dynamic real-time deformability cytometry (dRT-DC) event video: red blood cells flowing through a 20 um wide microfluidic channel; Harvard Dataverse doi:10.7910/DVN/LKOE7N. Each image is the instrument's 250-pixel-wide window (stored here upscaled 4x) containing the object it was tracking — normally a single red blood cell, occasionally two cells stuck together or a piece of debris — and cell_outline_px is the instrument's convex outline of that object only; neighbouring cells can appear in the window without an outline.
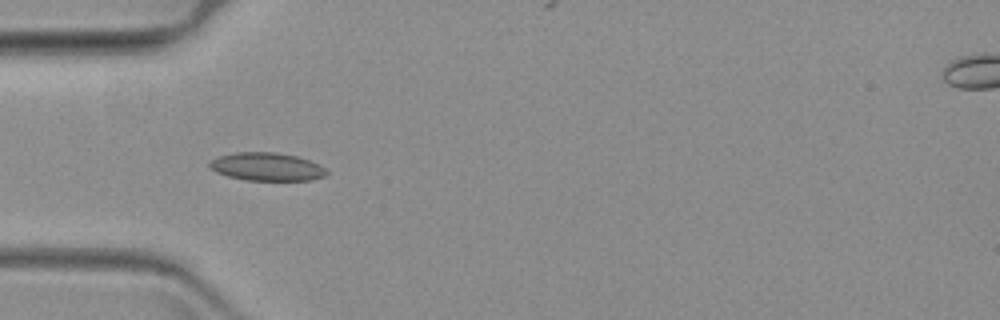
{"species": "common noctule bat (a hibernating species)", "species_latin": "Nyctalus noctula", "temperature_condition": "warm", "stored_images_in_passage": 45, "camera_frame_rate_fps": 3000, "um_per_image_px": 0.085, "animal": {"sex": "female", "body_mass_g": 19.3, "forearm_length_mm": 54.1}, "frame": {"image": 1, "passage_image": 1, "time_ms": 0.0, "image_size_px": [1000, 320], "cell_outline_px": [[328, 172], [324, 176], [312, 180], [244, 180], [228, 176], [216, 172], [208, 168], [208, 164], [212, 160], [220, 156], [236, 152], [276, 152], [296, 156], [320, 164]], "centroid_in_image_um": [22.66, 14.17], "position_along_channel_um": 62.3, "area_um2": 19.13}}
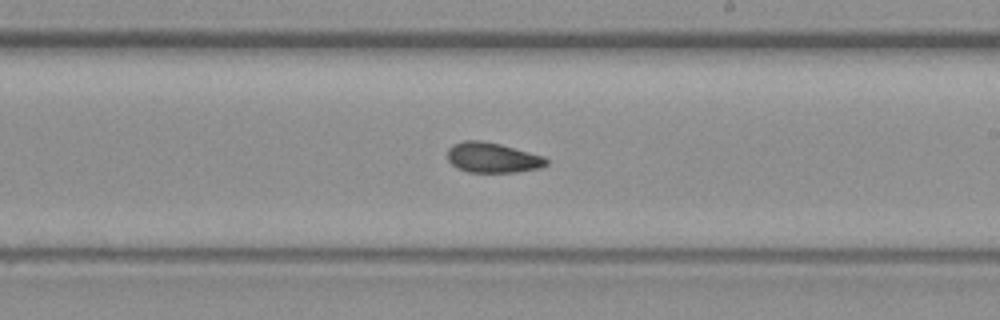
{"frame": {"image": 2, "passage_image": 18, "time_ms": 5.667, "image_size_px": [1000, 320], "cell_outline_px": [[548, 164], [540, 168], [516, 172], [468, 172], [456, 168], [448, 160], [448, 148], [452, 144], [464, 140], [480, 140], [500, 144], [544, 156], [548, 160]], "centroid_in_image_um": [41.85, 13.4], "position_along_channel_um": 247.1, "area_um2": 17.46}}
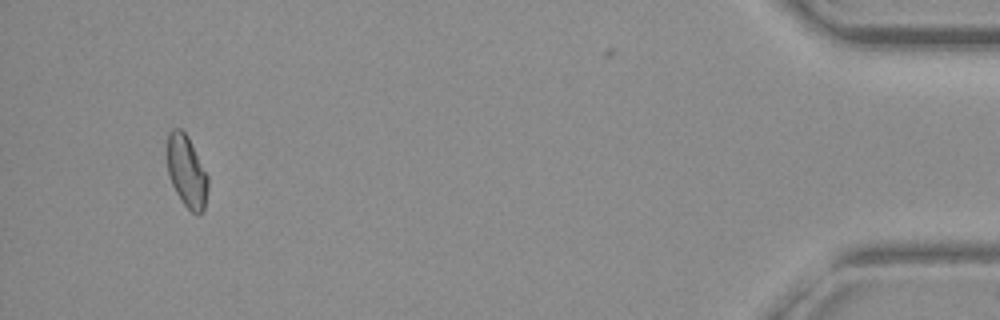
{"frame": {"image": 3, "passage_image": 41, "time_ms": 13.333, "image_size_px": [1000, 320], "cell_outline_px": [[208, 188], [204, 208], [200, 216], [196, 216], [180, 200], [172, 184], [168, 172], [168, 132], [172, 128], [180, 128], [188, 136], [208, 176]], "centroid_in_image_um": [15.88, 14.59], "position_along_channel_um": 419.3, "area_um2": 17.05}}